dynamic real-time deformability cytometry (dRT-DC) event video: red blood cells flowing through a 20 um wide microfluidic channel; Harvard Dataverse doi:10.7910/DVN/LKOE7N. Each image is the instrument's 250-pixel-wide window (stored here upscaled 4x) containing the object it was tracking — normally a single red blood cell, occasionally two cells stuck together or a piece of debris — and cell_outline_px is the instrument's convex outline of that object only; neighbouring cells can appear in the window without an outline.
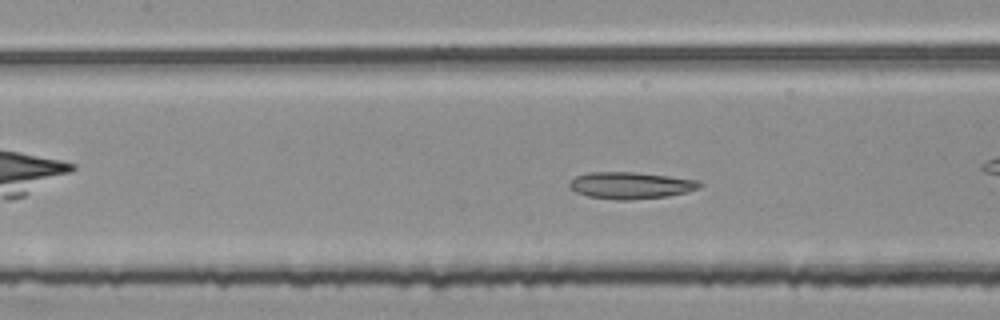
{"species": "common noctule bat (a hibernating species)", "species_latin": "Nyctalus noctula", "temperature_condition": "room temperature", "stored_images_in_passage": 47, "camera_frame_rate_fps": 3000, "um_per_image_px": 0.085, "animal": {"sex": "female", "body_mass_g": 25.1}, "frame": {"image": 1, "passage_image": 21, "time_ms": 6.667, "image_size_px": [1000, 320], "cell_outline_px": [[704, 184], [700, 188], [688, 192], [668, 196], [632, 200], [616, 200], [588, 196], [576, 192], [568, 184], [576, 176], [588, 172], [636, 172], [700, 180]], "centroid_in_image_um": [53.67, 15.76], "position_along_channel_um": 153.7, "area_um2": 20.46}, "authors_computed_cell_mechanics": {"area_um2": 19.5942, "velocity_mm_per_s": 3.7663, "shape_relaxation_time_tau1_ms": null, "shape_relaxation_time_tau2_ms": 6.4931, "deformation_change_tau1": null, "deformation_change_tau2": 0.1304}}